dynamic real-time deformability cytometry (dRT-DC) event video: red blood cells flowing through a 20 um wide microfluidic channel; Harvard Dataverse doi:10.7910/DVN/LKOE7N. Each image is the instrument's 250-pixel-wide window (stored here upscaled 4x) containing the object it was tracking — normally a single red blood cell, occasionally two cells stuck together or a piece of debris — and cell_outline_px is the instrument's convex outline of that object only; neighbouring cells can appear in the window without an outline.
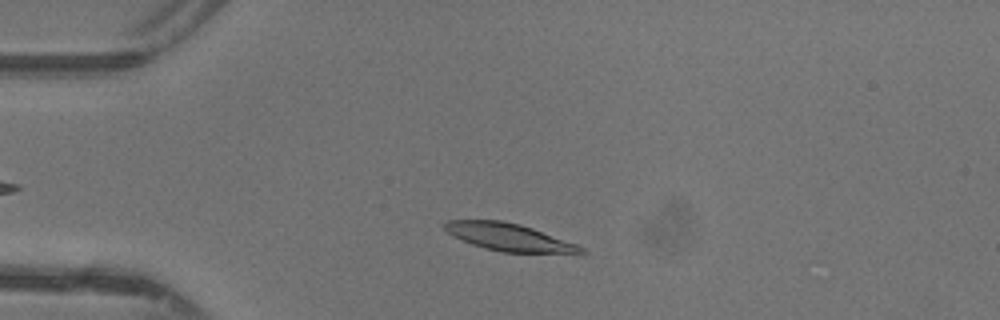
{"species": "common noctule bat (a hibernating species)", "species_latin": "Nyctalus noctula", "temperature_condition": "warm", "stored_images_in_passage": 42, "camera_frame_rate_fps": 3000, "um_per_image_px": 0.085, "animal": {"sex": "female"}, "frame": {"image": 1, "passage_image": 6, "time_ms": 1.667, "image_size_px": [1000, 320], "cell_outline_px": [[588, 252], [580, 256], [504, 252], [484, 248], [472, 244], [452, 236], [440, 224], [448, 220], [500, 220], [520, 224], [532, 228], [576, 244], [584, 248]], "centroid_in_image_um": [43.39, 20.21], "position_along_channel_um": 41.6, "area_um2": 22.6}}
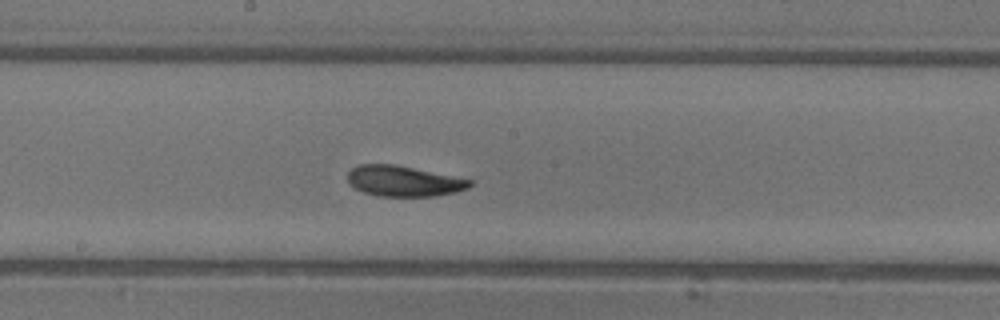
{"frame": {"image": 2, "passage_image": 20, "time_ms": 6.333, "image_size_px": [1000, 320], "cell_outline_px": [[472, 184], [468, 188], [456, 192], [436, 196], [380, 196], [364, 192], [348, 184], [348, 172], [352, 168], [360, 164], [396, 164], [472, 180]], "centroid_in_image_um": [34.3, 15.39], "position_along_channel_um": 213.9, "area_um2": 21.73}}
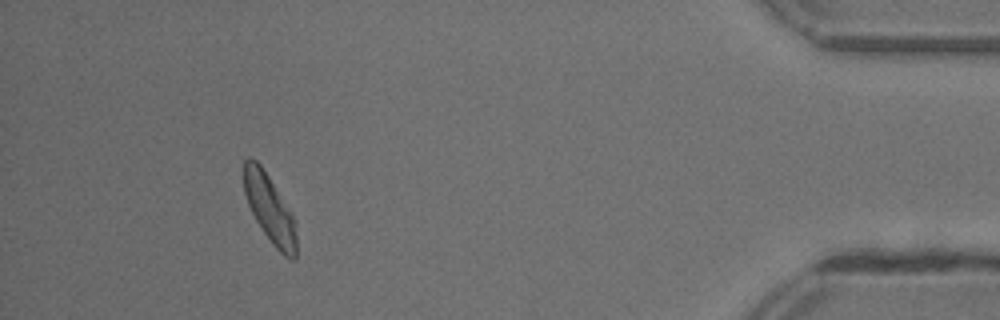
{"frame": {"image": 3, "passage_image": 38, "time_ms": 12.333, "image_size_px": [1000, 320], "cell_outline_px": [[296, 260], [292, 260], [284, 256], [272, 244], [256, 220], [248, 204], [244, 192], [244, 160], [248, 156], [256, 160], [260, 164], [268, 176], [292, 216], [296, 224]], "centroid_in_image_um": [22.91, 17.76], "position_along_channel_um": 412.3, "area_um2": 20.35}, "authors_computed_cell_mechanics": {"area_um2": 21.7906, "velocity_mm_per_s": 4.3376, "shape_relaxation_time_tau1_ms": 3.4538, "shape_relaxation_time_tau2_ms": 7.6079, "deformation_change_tau1": 0.132, "deformation_change_tau2": 0.1479}}